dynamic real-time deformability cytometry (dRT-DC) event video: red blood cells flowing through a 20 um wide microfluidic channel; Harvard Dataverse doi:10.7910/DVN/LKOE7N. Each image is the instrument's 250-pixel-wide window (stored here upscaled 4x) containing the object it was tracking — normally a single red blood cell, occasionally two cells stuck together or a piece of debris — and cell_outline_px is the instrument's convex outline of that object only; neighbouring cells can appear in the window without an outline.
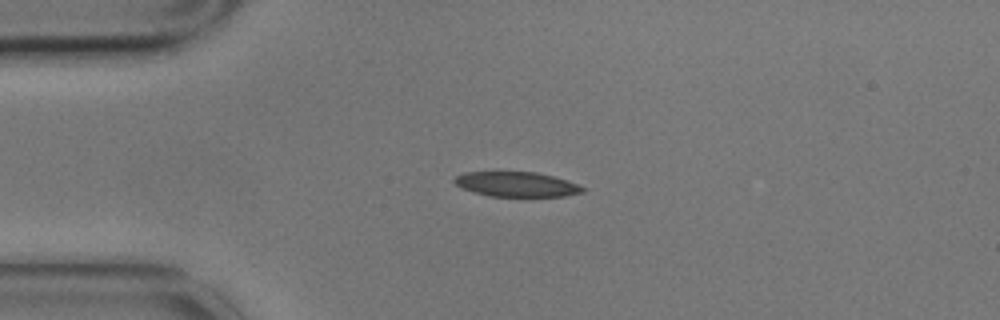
{"species": "common noctule bat (a hibernating species)", "species_latin": "Nyctalus noctula", "temperature_condition": "cold", "stored_images_in_passage": 7, "camera_frame_rate_fps": 3000, "um_per_image_px": 0.085, "animal": {"sex": "male", "body_mass_g": 17.9}, "frame": {"image": 1, "passage_image": 2, "time_ms": 0.333, "image_size_px": [1000, 320], "cell_outline_px": [[584, 192], [564, 196], [488, 196], [464, 188], [456, 184], [452, 180], [456, 176], [464, 172], [536, 172], [568, 180], [584, 188]], "centroid_in_image_um": [43.91, 15.66], "position_along_channel_um": 41.1, "area_um2": 18.32}}